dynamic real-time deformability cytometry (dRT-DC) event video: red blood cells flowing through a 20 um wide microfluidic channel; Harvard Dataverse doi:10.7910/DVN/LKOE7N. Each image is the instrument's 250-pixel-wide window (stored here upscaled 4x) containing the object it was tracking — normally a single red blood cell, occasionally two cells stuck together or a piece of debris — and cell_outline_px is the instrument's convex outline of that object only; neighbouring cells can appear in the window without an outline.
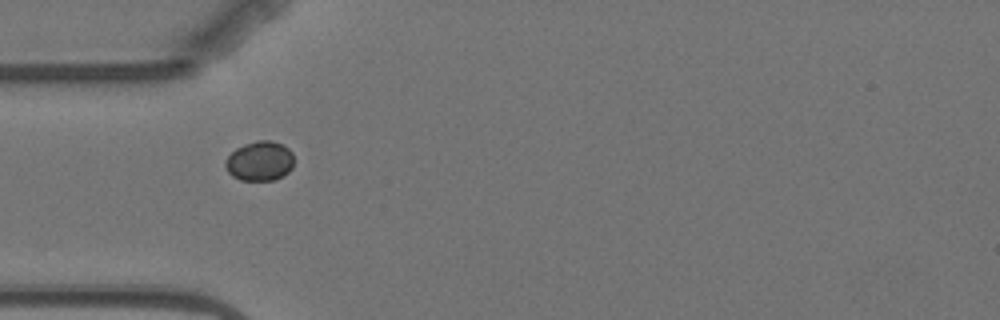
{"species": "Egyptian fruit bat (a non-hibernating species)", "species_latin": "Rousettus aegyptiacus", "temperature_condition": "warm", "stored_images_in_passage": 2, "camera_frame_rate_fps": 3000, "um_per_image_px": 0.085, "animal": {"sex": "female"}, "frame": {"image": 1, "passage_image": 1, "time_ms": 0.0, "image_size_px": [1000, 320], "cell_outline_px": [[292, 168], [288, 172], [276, 180], [240, 180], [232, 176], [228, 172], [224, 164], [224, 160], [236, 148], [244, 144], [256, 140], [272, 140], [288, 148], [292, 152]], "centroid_in_image_um": [22.05, 13.69], "position_along_channel_um": 62.9, "area_um2": 15.9}}
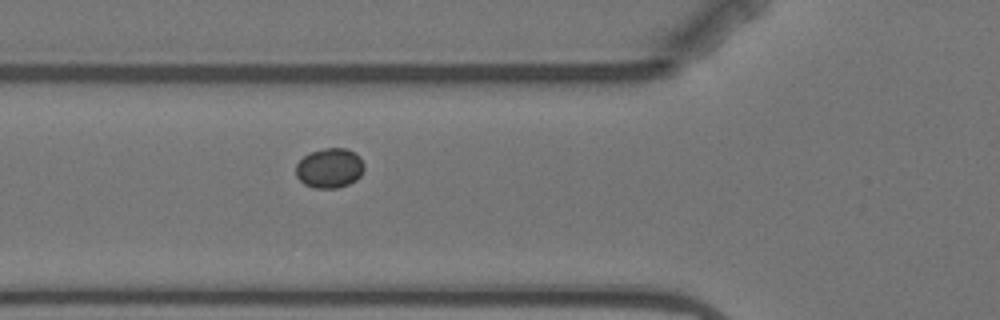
{"frame": {"image": 2, "passage_image": 2, "time_ms": 1.0, "image_size_px": [1000, 320], "cell_outline_px": [[364, 168], [360, 176], [356, 180], [348, 184], [336, 188], [312, 188], [304, 184], [296, 176], [296, 164], [304, 156], [312, 152], [324, 148], [344, 148], [356, 152], [360, 156], [364, 164]], "centroid_in_image_um": [28.02, 14.29], "position_along_channel_um": 97.8, "area_um2": 15.9}}